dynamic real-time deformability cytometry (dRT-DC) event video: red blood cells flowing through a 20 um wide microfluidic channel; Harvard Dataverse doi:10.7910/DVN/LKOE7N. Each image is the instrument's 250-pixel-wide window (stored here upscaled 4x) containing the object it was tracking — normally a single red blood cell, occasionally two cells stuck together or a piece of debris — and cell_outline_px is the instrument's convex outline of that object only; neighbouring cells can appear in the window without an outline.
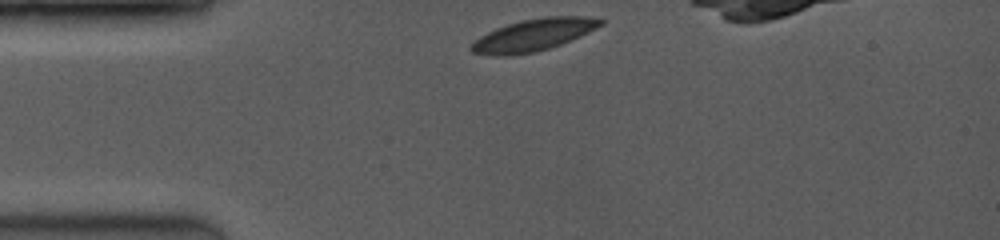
{"species": "common noctule bat (a hibernating species)", "species_latin": "Nyctalus noctula", "temperature_condition": "room temperature", "stored_images_in_passage": 8, "camera_frame_rate_fps": 3500, "um_per_image_px": 0.085, "animal": {"sex": "female", "body_mass_g": 19.0, "forearm_length_mm": 53.3}, "frame": {"image": 1, "passage_image": 1, "time_ms": 0.0, "image_size_px": [1000, 240], "cell_outline_px": [[604, 24], [588, 32], [560, 44], [536, 52], [508, 56], [496, 56], [472, 52], [468, 48], [480, 36], [496, 28], [508, 24], [524, 20], [544, 16], [584, 16], [604, 20]], "centroid_in_image_um": [45.33, 2.97], "position_along_channel_um": 39.7, "area_um2": 23.87}}
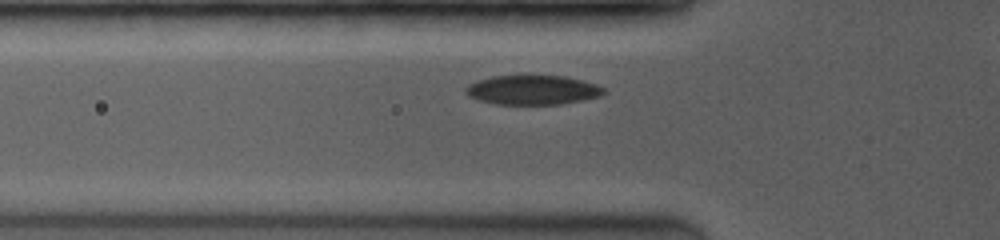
{"frame": {"image": 2, "passage_image": 6, "time_ms": 1.714, "image_size_px": [1000, 240], "cell_outline_px": [[604, 92], [600, 96], [560, 104], [496, 104], [480, 100], [468, 96], [464, 92], [464, 88], [468, 84], [476, 80], [492, 76], [520, 72], [532, 72], [564, 76], [596, 84], [604, 88]], "centroid_in_image_um": [45.19, 7.58], "position_along_channel_um": 80.6, "area_um2": 24.68}}
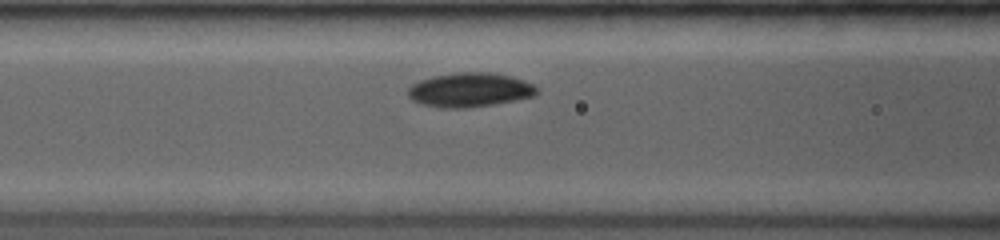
{"frame": {"image": 3, "passage_image": 8, "time_ms": 2.857, "image_size_px": [1000, 240], "cell_outline_px": [[540, 92], [536, 96], [492, 104], [464, 108], [440, 108], [420, 104], [412, 100], [408, 96], [408, 88], [412, 84], [420, 80], [432, 76], [460, 72], [488, 72], [512, 76], [524, 80], [532, 84]], "centroid_in_image_um": [39.92, 7.64], "position_along_channel_um": 126.7, "area_um2": 25.78}}